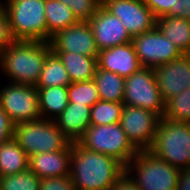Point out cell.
<instances>
[{
  "mask_svg": "<svg viewBox=\"0 0 190 190\" xmlns=\"http://www.w3.org/2000/svg\"><path fill=\"white\" fill-rule=\"evenodd\" d=\"M124 171L117 159L72 143L70 178L77 190H110Z\"/></svg>",
  "mask_w": 190,
  "mask_h": 190,
  "instance_id": "cell-1",
  "label": "cell"
},
{
  "mask_svg": "<svg viewBox=\"0 0 190 190\" xmlns=\"http://www.w3.org/2000/svg\"><path fill=\"white\" fill-rule=\"evenodd\" d=\"M51 45L45 41H13L0 52V73L9 83L36 86Z\"/></svg>",
  "mask_w": 190,
  "mask_h": 190,
  "instance_id": "cell-2",
  "label": "cell"
},
{
  "mask_svg": "<svg viewBox=\"0 0 190 190\" xmlns=\"http://www.w3.org/2000/svg\"><path fill=\"white\" fill-rule=\"evenodd\" d=\"M14 41L47 42L45 0H2Z\"/></svg>",
  "mask_w": 190,
  "mask_h": 190,
  "instance_id": "cell-3",
  "label": "cell"
},
{
  "mask_svg": "<svg viewBox=\"0 0 190 190\" xmlns=\"http://www.w3.org/2000/svg\"><path fill=\"white\" fill-rule=\"evenodd\" d=\"M149 151L179 170L190 168V123L161 118Z\"/></svg>",
  "mask_w": 190,
  "mask_h": 190,
  "instance_id": "cell-4",
  "label": "cell"
},
{
  "mask_svg": "<svg viewBox=\"0 0 190 190\" xmlns=\"http://www.w3.org/2000/svg\"><path fill=\"white\" fill-rule=\"evenodd\" d=\"M125 170L141 190L177 189L180 170L149 150L139 151L125 166Z\"/></svg>",
  "mask_w": 190,
  "mask_h": 190,
  "instance_id": "cell-5",
  "label": "cell"
},
{
  "mask_svg": "<svg viewBox=\"0 0 190 190\" xmlns=\"http://www.w3.org/2000/svg\"><path fill=\"white\" fill-rule=\"evenodd\" d=\"M78 143L85 149L111 156L126 166L139 152L120 123L90 125Z\"/></svg>",
  "mask_w": 190,
  "mask_h": 190,
  "instance_id": "cell-6",
  "label": "cell"
},
{
  "mask_svg": "<svg viewBox=\"0 0 190 190\" xmlns=\"http://www.w3.org/2000/svg\"><path fill=\"white\" fill-rule=\"evenodd\" d=\"M13 138L29 157L43 152L61 151L71 143L54 120L42 118L16 124Z\"/></svg>",
  "mask_w": 190,
  "mask_h": 190,
  "instance_id": "cell-7",
  "label": "cell"
},
{
  "mask_svg": "<svg viewBox=\"0 0 190 190\" xmlns=\"http://www.w3.org/2000/svg\"><path fill=\"white\" fill-rule=\"evenodd\" d=\"M123 103L140 107L163 118L165 101L158 89L154 68L142 67L125 79Z\"/></svg>",
  "mask_w": 190,
  "mask_h": 190,
  "instance_id": "cell-8",
  "label": "cell"
},
{
  "mask_svg": "<svg viewBox=\"0 0 190 190\" xmlns=\"http://www.w3.org/2000/svg\"><path fill=\"white\" fill-rule=\"evenodd\" d=\"M1 87L0 105L15 124L41 119L36 86L8 83Z\"/></svg>",
  "mask_w": 190,
  "mask_h": 190,
  "instance_id": "cell-9",
  "label": "cell"
},
{
  "mask_svg": "<svg viewBox=\"0 0 190 190\" xmlns=\"http://www.w3.org/2000/svg\"><path fill=\"white\" fill-rule=\"evenodd\" d=\"M132 44L142 67L156 68L183 55L157 27L132 37Z\"/></svg>",
  "mask_w": 190,
  "mask_h": 190,
  "instance_id": "cell-10",
  "label": "cell"
},
{
  "mask_svg": "<svg viewBox=\"0 0 190 190\" xmlns=\"http://www.w3.org/2000/svg\"><path fill=\"white\" fill-rule=\"evenodd\" d=\"M161 117L152 111L125 105L120 118L121 128L138 150H149L153 145Z\"/></svg>",
  "mask_w": 190,
  "mask_h": 190,
  "instance_id": "cell-11",
  "label": "cell"
},
{
  "mask_svg": "<svg viewBox=\"0 0 190 190\" xmlns=\"http://www.w3.org/2000/svg\"><path fill=\"white\" fill-rule=\"evenodd\" d=\"M101 5L118 17L131 37L156 27V18L144 0H102Z\"/></svg>",
  "mask_w": 190,
  "mask_h": 190,
  "instance_id": "cell-12",
  "label": "cell"
},
{
  "mask_svg": "<svg viewBox=\"0 0 190 190\" xmlns=\"http://www.w3.org/2000/svg\"><path fill=\"white\" fill-rule=\"evenodd\" d=\"M52 51H68L98 58L99 50L89 22H78L57 32L49 41Z\"/></svg>",
  "mask_w": 190,
  "mask_h": 190,
  "instance_id": "cell-13",
  "label": "cell"
},
{
  "mask_svg": "<svg viewBox=\"0 0 190 190\" xmlns=\"http://www.w3.org/2000/svg\"><path fill=\"white\" fill-rule=\"evenodd\" d=\"M158 89L164 101L190 88V54L154 68Z\"/></svg>",
  "mask_w": 190,
  "mask_h": 190,
  "instance_id": "cell-14",
  "label": "cell"
},
{
  "mask_svg": "<svg viewBox=\"0 0 190 190\" xmlns=\"http://www.w3.org/2000/svg\"><path fill=\"white\" fill-rule=\"evenodd\" d=\"M88 22L99 51L132 42V37L118 17L108 12L102 5Z\"/></svg>",
  "mask_w": 190,
  "mask_h": 190,
  "instance_id": "cell-15",
  "label": "cell"
},
{
  "mask_svg": "<svg viewBox=\"0 0 190 190\" xmlns=\"http://www.w3.org/2000/svg\"><path fill=\"white\" fill-rule=\"evenodd\" d=\"M97 68L128 78L142 68L132 42L99 51Z\"/></svg>",
  "mask_w": 190,
  "mask_h": 190,
  "instance_id": "cell-16",
  "label": "cell"
},
{
  "mask_svg": "<svg viewBox=\"0 0 190 190\" xmlns=\"http://www.w3.org/2000/svg\"><path fill=\"white\" fill-rule=\"evenodd\" d=\"M72 143L64 150L29 157V169L40 178L70 176Z\"/></svg>",
  "mask_w": 190,
  "mask_h": 190,
  "instance_id": "cell-17",
  "label": "cell"
},
{
  "mask_svg": "<svg viewBox=\"0 0 190 190\" xmlns=\"http://www.w3.org/2000/svg\"><path fill=\"white\" fill-rule=\"evenodd\" d=\"M91 107L68 102L65 110L54 119L56 126L71 142H78L85 134L90 123Z\"/></svg>",
  "mask_w": 190,
  "mask_h": 190,
  "instance_id": "cell-18",
  "label": "cell"
},
{
  "mask_svg": "<svg viewBox=\"0 0 190 190\" xmlns=\"http://www.w3.org/2000/svg\"><path fill=\"white\" fill-rule=\"evenodd\" d=\"M156 27L182 54H190V20L162 16L156 19Z\"/></svg>",
  "mask_w": 190,
  "mask_h": 190,
  "instance_id": "cell-19",
  "label": "cell"
},
{
  "mask_svg": "<svg viewBox=\"0 0 190 190\" xmlns=\"http://www.w3.org/2000/svg\"><path fill=\"white\" fill-rule=\"evenodd\" d=\"M61 59L72 83L94 78L97 59L68 51H53Z\"/></svg>",
  "mask_w": 190,
  "mask_h": 190,
  "instance_id": "cell-20",
  "label": "cell"
},
{
  "mask_svg": "<svg viewBox=\"0 0 190 190\" xmlns=\"http://www.w3.org/2000/svg\"><path fill=\"white\" fill-rule=\"evenodd\" d=\"M37 89L41 118L56 119L68 105L67 87L52 86Z\"/></svg>",
  "mask_w": 190,
  "mask_h": 190,
  "instance_id": "cell-21",
  "label": "cell"
},
{
  "mask_svg": "<svg viewBox=\"0 0 190 190\" xmlns=\"http://www.w3.org/2000/svg\"><path fill=\"white\" fill-rule=\"evenodd\" d=\"M29 169V156L12 138L0 145V177Z\"/></svg>",
  "mask_w": 190,
  "mask_h": 190,
  "instance_id": "cell-22",
  "label": "cell"
},
{
  "mask_svg": "<svg viewBox=\"0 0 190 190\" xmlns=\"http://www.w3.org/2000/svg\"><path fill=\"white\" fill-rule=\"evenodd\" d=\"M45 16L47 23V42L57 32L79 22L72 10L59 0H45Z\"/></svg>",
  "mask_w": 190,
  "mask_h": 190,
  "instance_id": "cell-23",
  "label": "cell"
},
{
  "mask_svg": "<svg viewBox=\"0 0 190 190\" xmlns=\"http://www.w3.org/2000/svg\"><path fill=\"white\" fill-rule=\"evenodd\" d=\"M93 80L96 83L100 100L123 103L125 78L114 72L96 68Z\"/></svg>",
  "mask_w": 190,
  "mask_h": 190,
  "instance_id": "cell-24",
  "label": "cell"
},
{
  "mask_svg": "<svg viewBox=\"0 0 190 190\" xmlns=\"http://www.w3.org/2000/svg\"><path fill=\"white\" fill-rule=\"evenodd\" d=\"M71 80L61 59L52 50L47 54L43 69L40 73L37 88H47L52 86L68 87Z\"/></svg>",
  "mask_w": 190,
  "mask_h": 190,
  "instance_id": "cell-25",
  "label": "cell"
},
{
  "mask_svg": "<svg viewBox=\"0 0 190 190\" xmlns=\"http://www.w3.org/2000/svg\"><path fill=\"white\" fill-rule=\"evenodd\" d=\"M124 103L99 100L91 107V125H110L120 123Z\"/></svg>",
  "mask_w": 190,
  "mask_h": 190,
  "instance_id": "cell-26",
  "label": "cell"
},
{
  "mask_svg": "<svg viewBox=\"0 0 190 190\" xmlns=\"http://www.w3.org/2000/svg\"><path fill=\"white\" fill-rule=\"evenodd\" d=\"M163 118L172 122L190 123V88L165 101Z\"/></svg>",
  "mask_w": 190,
  "mask_h": 190,
  "instance_id": "cell-27",
  "label": "cell"
},
{
  "mask_svg": "<svg viewBox=\"0 0 190 190\" xmlns=\"http://www.w3.org/2000/svg\"><path fill=\"white\" fill-rule=\"evenodd\" d=\"M68 102L92 107L100 100L95 81L71 83L68 87Z\"/></svg>",
  "mask_w": 190,
  "mask_h": 190,
  "instance_id": "cell-28",
  "label": "cell"
},
{
  "mask_svg": "<svg viewBox=\"0 0 190 190\" xmlns=\"http://www.w3.org/2000/svg\"><path fill=\"white\" fill-rule=\"evenodd\" d=\"M41 178L30 169L0 177V190H39Z\"/></svg>",
  "mask_w": 190,
  "mask_h": 190,
  "instance_id": "cell-29",
  "label": "cell"
},
{
  "mask_svg": "<svg viewBox=\"0 0 190 190\" xmlns=\"http://www.w3.org/2000/svg\"><path fill=\"white\" fill-rule=\"evenodd\" d=\"M68 6L78 21L88 22L101 5L100 0H59Z\"/></svg>",
  "mask_w": 190,
  "mask_h": 190,
  "instance_id": "cell-30",
  "label": "cell"
},
{
  "mask_svg": "<svg viewBox=\"0 0 190 190\" xmlns=\"http://www.w3.org/2000/svg\"><path fill=\"white\" fill-rule=\"evenodd\" d=\"M39 190H77L70 178L65 177H44L40 181Z\"/></svg>",
  "mask_w": 190,
  "mask_h": 190,
  "instance_id": "cell-31",
  "label": "cell"
},
{
  "mask_svg": "<svg viewBox=\"0 0 190 190\" xmlns=\"http://www.w3.org/2000/svg\"><path fill=\"white\" fill-rule=\"evenodd\" d=\"M144 2L158 19L162 16H170V9H175L177 0H144Z\"/></svg>",
  "mask_w": 190,
  "mask_h": 190,
  "instance_id": "cell-32",
  "label": "cell"
},
{
  "mask_svg": "<svg viewBox=\"0 0 190 190\" xmlns=\"http://www.w3.org/2000/svg\"><path fill=\"white\" fill-rule=\"evenodd\" d=\"M14 40L9 31L6 9L0 0V52L10 45Z\"/></svg>",
  "mask_w": 190,
  "mask_h": 190,
  "instance_id": "cell-33",
  "label": "cell"
},
{
  "mask_svg": "<svg viewBox=\"0 0 190 190\" xmlns=\"http://www.w3.org/2000/svg\"><path fill=\"white\" fill-rule=\"evenodd\" d=\"M15 125L0 105V145L14 137Z\"/></svg>",
  "mask_w": 190,
  "mask_h": 190,
  "instance_id": "cell-34",
  "label": "cell"
},
{
  "mask_svg": "<svg viewBox=\"0 0 190 190\" xmlns=\"http://www.w3.org/2000/svg\"><path fill=\"white\" fill-rule=\"evenodd\" d=\"M110 190H141L135 180L125 170L114 182Z\"/></svg>",
  "mask_w": 190,
  "mask_h": 190,
  "instance_id": "cell-35",
  "label": "cell"
},
{
  "mask_svg": "<svg viewBox=\"0 0 190 190\" xmlns=\"http://www.w3.org/2000/svg\"><path fill=\"white\" fill-rule=\"evenodd\" d=\"M170 16L190 20V0H177L175 9H170Z\"/></svg>",
  "mask_w": 190,
  "mask_h": 190,
  "instance_id": "cell-36",
  "label": "cell"
},
{
  "mask_svg": "<svg viewBox=\"0 0 190 190\" xmlns=\"http://www.w3.org/2000/svg\"><path fill=\"white\" fill-rule=\"evenodd\" d=\"M176 190H190V168L180 170Z\"/></svg>",
  "mask_w": 190,
  "mask_h": 190,
  "instance_id": "cell-37",
  "label": "cell"
}]
</instances>
